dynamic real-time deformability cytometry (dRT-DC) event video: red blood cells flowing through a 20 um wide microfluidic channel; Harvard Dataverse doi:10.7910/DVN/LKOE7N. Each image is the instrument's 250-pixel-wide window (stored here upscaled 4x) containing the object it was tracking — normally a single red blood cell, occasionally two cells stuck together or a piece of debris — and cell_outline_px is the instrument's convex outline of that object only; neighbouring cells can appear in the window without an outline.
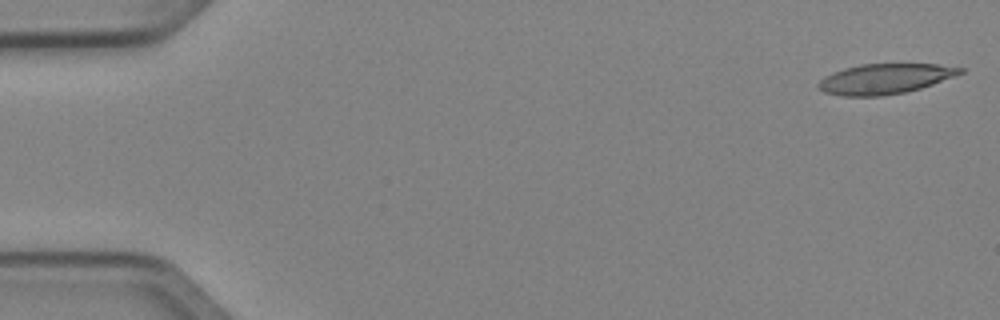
{"species": "Egyptian fruit bat (a non-hibernating species)", "species_latin": "Rousettus aegyptiacus", "temperature_condition": "cold", "stored_images_in_passage": 50, "camera_frame_rate_fps": 3000, "um_per_image_px": 0.085, "animal": {"sex": "female"}, "frame": {"image": 1, "passage_image": 1, "time_ms": 0.0, "image_size_px": [1000, 320], "cell_outline_px": [[964, 72], [956, 76], [920, 88], [904, 92], [880, 96], [844, 96], [824, 92], [816, 88], [816, 84], [824, 76], [832, 72], [844, 68], [860, 64], [936, 64], [964, 68]], "centroid_in_image_um": [75.18, 6.7], "position_along_channel_um": 9.8, "area_um2": 24.97}}
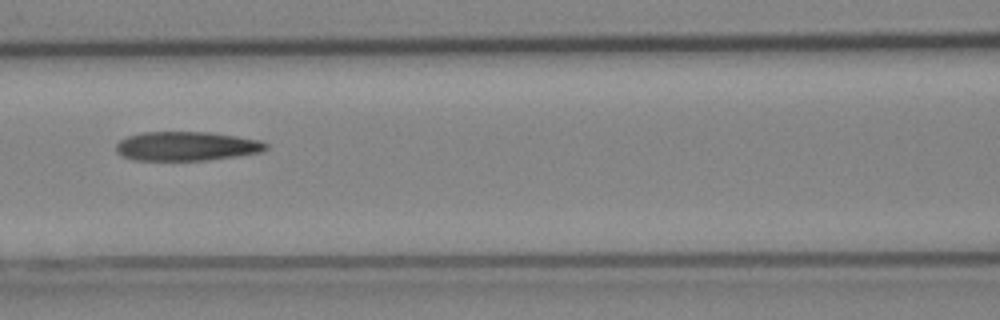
{"frame": {"image": 2, "passage_image": 22, "time_ms": 7.0, "image_size_px": [1000, 320], "cell_outline_px": [[268, 148], [260, 152], [236, 156], [208, 160], [132, 160], [120, 156], [116, 152], [116, 144], [120, 140], [128, 136], [140, 132], [208, 132], [236, 136], [260, 140], [268, 144]], "centroid_in_image_um": [15.82, 12.42], "position_along_channel_um": 150.8, "area_um2": 25.55}}
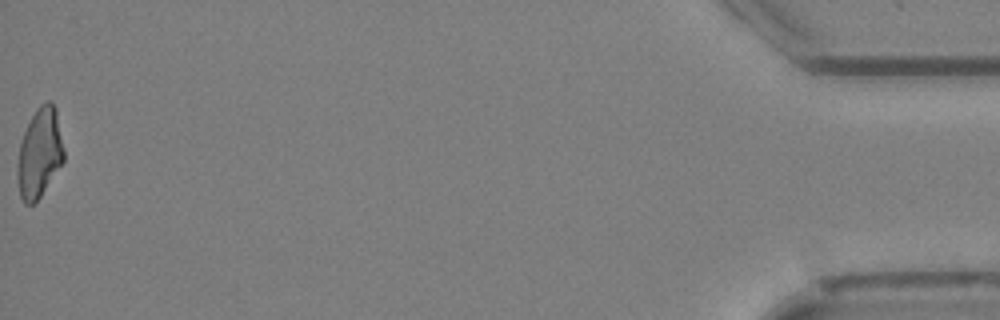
{"frame": {"image": 3, "passage_image": 50, "time_ms": 16.333, "image_size_px": [1000, 320], "cell_outline_px": [[64, 160], [40, 196], [32, 204], [24, 204], [20, 196], [16, 176], [16, 164], [20, 144], [24, 132], [36, 108], [40, 104], [48, 100], [52, 100], [56, 108], [64, 148]], "centroid_in_image_um": [3.35, 12.98], "position_along_channel_um": 431.8, "area_um2": 24.28}, "authors_computed_cell_mechanics": {"area_um2": 25.5765, "velocity_mm_per_s": 4.075, "shape_relaxation_time_tau1_ms": null, "shape_relaxation_time_tau2_ms": 6.9809, "deformation_change_tau1": null, "deformation_change_tau2": 0.2014}}